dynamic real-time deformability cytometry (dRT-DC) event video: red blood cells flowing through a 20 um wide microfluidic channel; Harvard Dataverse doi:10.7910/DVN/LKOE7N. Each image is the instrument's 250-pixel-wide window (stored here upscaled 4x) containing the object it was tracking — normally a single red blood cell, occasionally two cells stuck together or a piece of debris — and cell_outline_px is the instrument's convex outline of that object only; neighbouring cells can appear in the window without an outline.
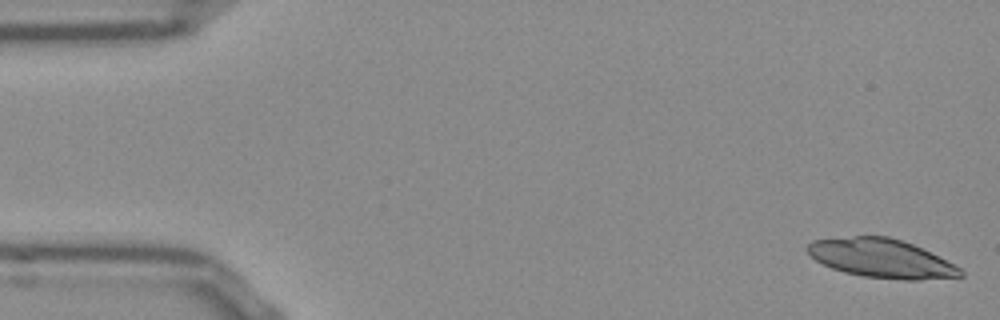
{"species": "Egyptian fruit bat (a non-hibernating species)", "species_latin": "Rousettus aegyptiacus", "temperature_condition": "room temperature", "stored_images_in_passage": 51, "camera_frame_rate_fps": 3000, "um_per_image_px": 0.085, "frame": {"image": 1, "passage_image": 1, "time_ms": 0.0, "image_size_px": [1000, 320], "cell_outline_px": [[964, 276], [920, 280], [904, 280], [864, 276], [844, 272], [832, 268], [816, 260], [804, 248], [812, 240], [852, 236], [888, 236], [912, 244], [960, 268], [964, 272]], "centroid_in_image_um": [74.88, 21.96], "position_along_channel_um": 10.1, "area_um2": 34.16}}